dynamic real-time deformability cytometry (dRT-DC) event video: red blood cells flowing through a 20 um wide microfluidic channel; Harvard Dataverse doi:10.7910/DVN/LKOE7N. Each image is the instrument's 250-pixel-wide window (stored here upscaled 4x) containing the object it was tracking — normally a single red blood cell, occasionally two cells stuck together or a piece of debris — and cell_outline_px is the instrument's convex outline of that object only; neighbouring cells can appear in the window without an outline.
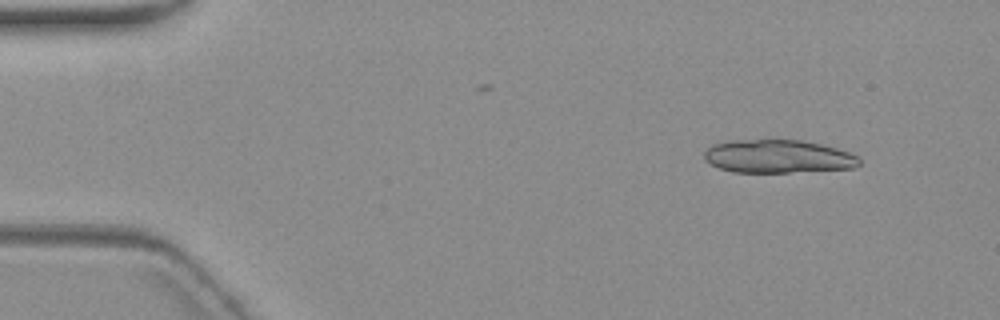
{"species": "common noctule bat (a hibernating species)", "species_latin": "Nyctalus noctula", "temperature_condition": "warm", "stored_images_in_passage": 5, "camera_frame_rate_fps": 3000, "um_per_image_px": 0.085, "animal": {"sex": "female", "body_mass_g": 19.3, "forearm_length_mm": 54.1}, "frame": {"image": 1, "passage_image": 2, "time_ms": 1.333, "image_size_px": [1000, 320], "cell_outline_px": [[860, 164], [856, 168], [788, 172], [732, 172], [720, 168], [704, 160], [704, 152], [712, 144], [728, 140], [800, 140], [820, 144], [836, 148], [848, 152], [856, 156], [860, 160]], "centroid_in_image_um": [66.11, 13.3], "position_along_channel_um": 18.9, "area_um2": 29.94}}